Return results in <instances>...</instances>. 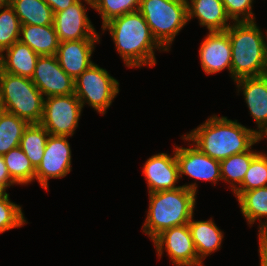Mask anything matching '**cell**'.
<instances>
[{"mask_svg": "<svg viewBox=\"0 0 267 266\" xmlns=\"http://www.w3.org/2000/svg\"><path fill=\"white\" fill-rule=\"evenodd\" d=\"M209 157L221 161L232 155L248 151L256 143V130L249 129L237 120L216 115L183 136Z\"/></svg>", "mask_w": 267, "mask_h": 266, "instance_id": "obj_1", "label": "cell"}, {"mask_svg": "<svg viewBox=\"0 0 267 266\" xmlns=\"http://www.w3.org/2000/svg\"><path fill=\"white\" fill-rule=\"evenodd\" d=\"M107 29L127 67L155 66L154 49L163 48L154 39L139 11L113 18L102 26L103 31Z\"/></svg>", "mask_w": 267, "mask_h": 266, "instance_id": "obj_2", "label": "cell"}, {"mask_svg": "<svg viewBox=\"0 0 267 266\" xmlns=\"http://www.w3.org/2000/svg\"><path fill=\"white\" fill-rule=\"evenodd\" d=\"M197 184L149 193V209L143 232L153 241L163 231L188 224L196 205Z\"/></svg>", "mask_w": 267, "mask_h": 266, "instance_id": "obj_3", "label": "cell"}, {"mask_svg": "<svg viewBox=\"0 0 267 266\" xmlns=\"http://www.w3.org/2000/svg\"><path fill=\"white\" fill-rule=\"evenodd\" d=\"M226 32L231 43L234 81L267 74V42L256 22H234Z\"/></svg>", "mask_w": 267, "mask_h": 266, "instance_id": "obj_4", "label": "cell"}, {"mask_svg": "<svg viewBox=\"0 0 267 266\" xmlns=\"http://www.w3.org/2000/svg\"><path fill=\"white\" fill-rule=\"evenodd\" d=\"M138 11L163 51H169L175 36L188 22L186 0H140Z\"/></svg>", "mask_w": 267, "mask_h": 266, "instance_id": "obj_5", "label": "cell"}, {"mask_svg": "<svg viewBox=\"0 0 267 266\" xmlns=\"http://www.w3.org/2000/svg\"><path fill=\"white\" fill-rule=\"evenodd\" d=\"M0 95L4 111L26 120L29 124L40 123L44 97L30 78L1 70Z\"/></svg>", "mask_w": 267, "mask_h": 266, "instance_id": "obj_6", "label": "cell"}, {"mask_svg": "<svg viewBox=\"0 0 267 266\" xmlns=\"http://www.w3.org/2000/svg\"><path fill=\"white\" fill-rule=\"evenodd\" d=\"M74 84L82 108L87 103L102 115L119 93V82L94 63L74 80Z\"/></svg>", "mask_w": 267, "mask_h": 266, "instance_id": "obj_7", "label": "cell"}, {"mask_svg": "<svg viewBox=\"0 0 267 266\" xmlns=\"http://www.w3.org/2000/svg\"><path fill=\"white\" fill-rule=\"evenodd\" d=\"M82 105L75 93L44 98L40 124L53 136L74 134L80 120Z\"/></svg>", "mask_w": 267, "mask_h": 266, "instance_id": "obj_8", "label": "cell"}, {"mask_svg": "<svg viewBox=\"0 0 267 266\" xmlns=\"http://www.w3.org/2000/svg\"><path fill=\"white\" fill-rule=\"evenodd\" d=\"M153 243L158 256H162L163 249H166L172 263L176 266H204L198 259L188 224L163 231L153 240Z\"/></svg>", "mask_w": 267, "mask_h": 266, "instance_id": "obj_9", "label": "cell"}, {"mask_svg": "<svg viewBox=\"0 0 267 266\" xmlns=\"http://www.w3.org/2000/svg\"><path fill=\"white\" fill-rule=\"evenodd\" d=\"M93 7L92 0H84ZM86 7L82 0H77L65 10L54 13L53 26L59 42L100 39L93 24L86 14Z\"/></svg>", "mask_w": 267, "mask_h": 266, "instance_id": "obj_10", "label": "cell"}, {"mask_svg": "<svg viewBox=\"0 0 267 266\" xmlns=\"http://www.w3.org/2000/svg\"><path fill=\"white\" fill-rule=\"evenodd\" d=\"M68 136L49 135L43 158L35 169V179L48 190L49 178H62L71 171V149Z\"/></svg>", "mask_w": 267, "mask_h": 266, "instance_id": "obj_11", "label": "cell"}, {"mask_svg": "<svg viewBox=\"0 0 267 266\" xmlns=\"http://www.w3.org/2000/svg\"><path fill=\"white\" fill-rule=\"evenodd\" d=\"M31 80L46 98L75 93L74 79L61 68L56 55L39 56Z\"/></svg>", "mask_w": 267, "mask_h": 266, "instance_id": "obj_12", "label": "cell"}, {"mask_svg": "<svg viewBox=\"0 0 267 266\" xmlns=\"http://www.w3.org/2000/svg\"><path fill=\"white\" fill-rule=\"evenodd\" d=\"M190 146L192 148L177 146L174 149L180 178L185 174L196 180L211 181L214 184L222 180L220 161L201 152L194 144Z\"/></svg>", "mask_w": 267, "mask_h": 266, "instance_id": "obj_13", "label": "cell"}, {"mask_svg": "<svg viewBox=\"0 0 267 266\" xmlns=\"http://www.w3.org/2000/svg\"><path fill=\"white\" fill-rule=\"evenodd\" d=\"M143 174L148 184L149 193L181 187L175 186L180 176L174 150L172 157L167 153L151 156L143 166Z\"/></svg>", "mask_w": 267, "mask_h": 266, "instance_id": "obj_14", "label": "cell"}, {"mask_svg": "<svg viewBox=\"0 0 267 266\" xmlns=\"http://www.w3.org/2000/svg\"><path fill=\"white\" fill-rule=\"evenodd\" d=\"M203 71L209 75L227 68L231 74V43L226 31L207 34L199 48Z\"/></svg>", "mask_w": 267, "mask_h": 266, "instance_id": "obj_15", "label": "cell"}, {"mask_svg": "<svg viewBox=\"0 0 267 266\" xmlns=\"http://www.w3.org/2000/svg\"><path fill=\"white\" fill-rule=\"evenodd\" d=\"M99 39H82L59 42L56 57L61 68L74 80L88 69L93 62L91 55Z\"/></svg>", "mask_w": 267, "mask_h": 266, "instance_id": "obj_16", "label": "cell"}, {"mask_svg": "<svg viewBox=\"0 0 267 266\" xmlns=\"http://www.w3.org/2000/svg\"><path fill=\"white\" fill-rule=\"evenodd\" d=\"M234 82L238 91H243L249 112L260 129L267 122V74L241 78Z\"/></svg>", "mask_w": 267, "mask_h": 266, "instance_id": "obj_17", "label": "cell"}, {"mask_svg": "<svg viewBox=\"0 0 267 266\" xmlns=\"http://www.w3.org/2000/svg\"><path fill=\"white\" fill-rule=\"evenodd\" d=\"M187 12L188 21L196 16L209 32L226 31L230 26L222 0H187Z\"/></svg>", "mask_w": 267, "mask_h": 266, "instance_id": "obj_18", "label": "cell"}, {"mask_svg": "<svg viewBox=\"0 0 267 266\" xmlns=\"http://www.w3.org/2000/svg\"><path fill=\"white\" fill-rule=\"evenodd\" d=\"M4 51L6 54H0L1 70L31 79L40 55L20 41H16Z\"/></svg>", "mask_w": 267, "mask_h": 266, "instance_id": "obj_19", "label": "cell"}, {"mask_svg": "<svg viewBox=\"0 0 267 266\" xmlns=\"http://www.w3.org/2000/svg\"><path fill=\"white\" fill-rule=\"evenodd\" d=\"M193 243L202 262L206 256L219 250L221 247L223 232L216 226L212 219L206 221H194L193 216L188 222Z\"/></svg>", "mask_w": 267, "mask_h": 266, "instance_id": "obj_20", "label": "cell"}, {"mask_svg": "<svg viewBox=\"0 0 267 266\" xmlns=\"http://www.w3.org/2000/svg\"><path fill=\"white\" fill-rule=\"evenodd\" d=\"M19 41L38 55H56L59 40L53 25H21Z\"/></svg>", "mask_w": 267, "mask_h": 266, "instance_id": "obj_21", "label": "cell"}, {"mask_svg": "<svg viewBox=\"0 0 267 266\" xmlns=\"http://www.w3.org/2000/svg\"><path fill=\"white\" fill-rule=\"evenodd\" d=\"M21 25H53L52 8L43 0H11Z\"/></svg>", "mask_w": 267, "mask_h": 266, "instance_id": "obj_22", "label": "cell"}, {"mask_svg": "<svg viewBox=\"0 0 267 266\" xmlns=\"http://www.w3.org/2000/svg\"><path fill=\"white\" fill-rule=\"evenodd\" d=\"M233 193L248 224L252 225L256 219H259L261 225L263 221L260 218H267V186L249 191H234ZM264 222H267V219Z\"/></svg>", "mask_w": 267, "mask_h": 266, "instance_id": "obj_23", "label": "cell"}, {"mask_svg": "<svg viewBox=\"0 0 267 266\" xmlns=\"http://www.w3.org/2000/svg\"><path fill=\"white\" fill-rule=\"evenodd\" d=\"M49 132L40 123L29 124L21 137L19 147L36 169L44 155Z\"/></svg>", "mask_w": 267, "mask_h": 266, "instance_id": "obj_24", "label": "cell"}, {"mask_svg": "<svg viewBox=\"0 0 267 266\" xmlns=\"http://www.w3.org/2000/svg\"><path fill=\"white\" fill-rule=\"evenodd\" d=\"M258 153L259 151H253L251 147L246 152L232 155L220 161L221 179L231 184L232 192L238 188V185L242 184L252 159Z\"/></svg>", "mask_w": 267, "mask_h": 266, "instance_id": "obj_25", "label": "cell"}, {"mask_svg": "<svg viewBox=\"0 0 267 266\" xmlns=\"http://www.w3.org/2000/svg\"><path fill=\"white\" fill-rule=\"evenodd\" d=\"M29 123L18 116L4 111L0 115V155L19 147L25 128Z\"/></svg>", "mask_w": 267, "mask_h": 266, "instance_id": "obj_26", "label": "cell"}, {"mask_svg": "<svg viewBox=\"0 0 267 266\" xmlns=\"http://www.w3.org/2000/svg\"><path fill=\"white\" fill-rule=\"evenodd\" d=\"M3 158L16 184H29L35 179V168L20 147L11 149Z\"/></svg>", "mask_w": 267, "mask_h": 266, "instance_id": "obj_27", "label": "cell"}, {"mask_svg": "<svg viewBox=\"0 0 267 266\" xmlns=\"http://www.w3.org/2000/svg\"><path fill=\"white\" fill-rule=\"evenodd\" d=\"M0 12V54L13 43L19 41L21 23L11 5Z\"/></svg>", "mask_w": 267, "mask_h": 266, "instance_id": "obj_28", "label": "cell"}, {"mask_svg": "<svg viewBox=\"0 0 267 266\" xmlns=\"http://www.w3.org/2000/svg\"><path fill=\"white\" fill-rule=\"evenodd\" d=\"M93 9L99 12L102 26L113 18L139 10L140 0H92Z\"/></svg>", "mask_w": 267, "mask_h": 266, "instance_id": "obj_29", "label": "cell"}, {"mask_svg": "<svg viewBox=\"0 0 267 266\" xmlns=\"http://www.w3.org/2000/svg\"><path fill=\"white\" fill-rule=\"evenodd\" d=\"M267 186V154L258 153L251 161L242 184L235 191H249Z\"/></svg>", "mask_w": 267, "mask_h": 266, "instance_id": "obj_30", "label": "cell"}, {"mask_svg": "<svg viewBox=\"0 0 267 266\" xmlns=\"http://www.w3.org/2000/svg\"><path fill=\"white\" fill-rule=\"evenodd\" d=\"M26 223L21 206L11 202L9 194L3 192L0 195V233L21 227Z\"/></svg>", "mask_w": 267, "mask_h": 266, "instance_id": "obj_31", "label": "cell"}, {"mask_svg": "<svg viewBox=\"0 0 267 266\" xmlns=\"http://www.w3.org/2000/svg\"><path fill=\"white\" fill-rule=\"evenodd\" d=\"M222 2L227 16L234 22L255 21L254 13L252 12L253 0H222Z\"/></svg>", "mask_w": 267, "mask_h": 266, "instance_id": "obj_32", "label": "cell"}, {"mask_svg": "<svg viewBox=\"0 0 267 266\" xmlns=\"http://www.w3.org/2000/svg\"><path fill=\"white\" fill-rule=\"evenodd\" d=\"M259 256L260 261L267 264V222H263L259 226Z\"/></svg>", "mask_w": 267, "mask_h": 266, "instance_id": "obj_33", "label": "cell"}, {"mask_svg": "<svg viewBox=\"0 0 267 266\" xmlns=\"http://www.w3.org/2000/svg\"><path fill=\"white\" fill-rule=\"evenodd\" d=\"M14 184L16 183L11 179L4 158L0 155V190L6 192V189Z\"/></svg>", "mask_w": 267, "mask_h": 266, "instance_id": "obj_34", "label": "cell"}, {"mask_svg": "<svg viewBox=\"0 0 267 266\" xmlns=\"http://www.w3.org/2000/svg\"><path fill=\"white\" fill-rule=\"evenodd\" d=\"M43 1L46 4H48L52 8L53 13H55L65 10L70 5L74 4L77 0H43Z\"/></svg>", "mask_w": 267, "mask_h": 266, "instance_id": "obj_35", "label": "cell"}, {"mask_svg": "<svg viewBox=\"0 0 267 266\" xmlns=\"http://www.w3.org/2000/svg\"><path fill=\"white\" fill-rule=\"evenodd\" d=\"M263 136H267V122L259 130H256V143L261 141Z\"/></svg>", "mask_w": 267, "mask_h": 266, "instance_id": "obj_36", "label": "cell"}, {"mask_svg": "<svg viewBox=\"0 0 267 266\" xmlns=\"http://www.w3.org/2000/svg\"><path fill=\"white\" fill-rule=\"evenodd\" d=\"M11 4V0H0V10L7 5Z\"/></svg>", "mask_w": 267, "mask_h": 266, "instance_id": "obj_37", "label": "cell"}, {"mask_svg": "<svg viewBox=\"0 0 267 266\" xmlns=\"http://www.w3.org/2000/svg\"><path fill=\"white\" fill-rule=\"evenodd\" d=\"M4 112V107H3V103H2V99H1V95H0V115Z\"/></svg>", "mask_w": 267, "mask_h": 266, "instance_id": "obj_38", "label": "cell"}, {"mask_svg": "<svg viewBox=\"0 0 267 266\" xmlns=\"http://www.w3.org/2000/svg\"><path fill=\"white\" fill-rule=\"evenodd\" d=\"M260 266H267V264L260 261Z\"/></svg>", "mask_w": 267, "mask_h": 266, "instance_id": "obj_39", "label": "cell"}]
</instances>
